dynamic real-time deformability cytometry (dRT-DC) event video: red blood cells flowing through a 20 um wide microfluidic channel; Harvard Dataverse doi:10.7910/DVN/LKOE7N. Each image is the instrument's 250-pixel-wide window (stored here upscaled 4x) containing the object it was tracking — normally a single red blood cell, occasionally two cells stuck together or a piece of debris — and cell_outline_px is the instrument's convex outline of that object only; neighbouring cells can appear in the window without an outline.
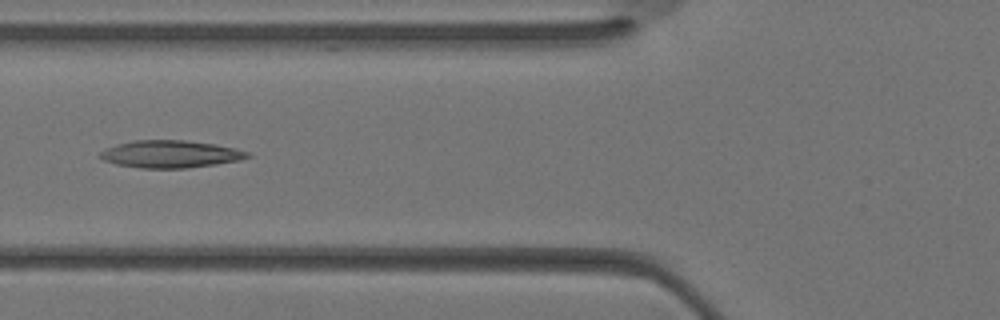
{"species": "Egyptian fruit bat (a non-hibernating species)", "species_latin": "Rousettus aegyptiacus", "temperature_condition": "warm", "stored_images_in_passage": 15, "camera_frame_rate_fps": 3000, "um_per_image_px": 0.085, "animal": {"sex": "female"}, "frame": {"image": 1, "passage_image": 7, "time_ms": 2.0, "image_size_px": [1000, 320], "cell_outline_px": [[252, 156], [240, 160], [216, 164], [188, 168], [140, 168], [116, 164], [104, 160], [100, 156], [100, 152], [116, 144], [132, 140], [184, 140], [216, 144], [248, 152]], "centroid_in_image_um": [14.49, 13.1], "position_along_channel_um": 111.3, "area_um2": 23.41}}
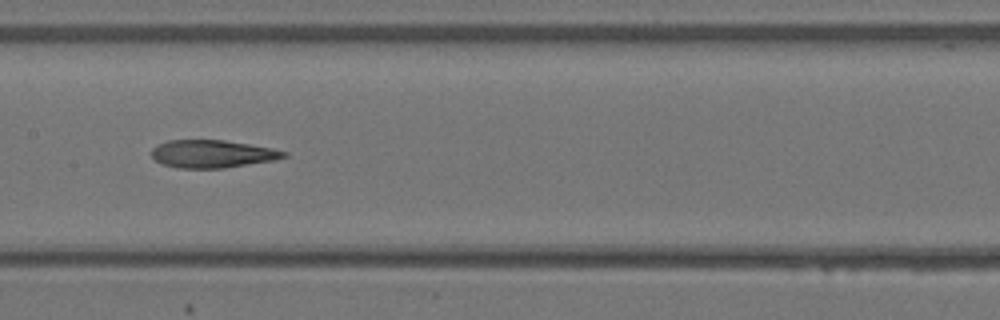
{"frame": {"image": 2, "passage_image": 11, "time_ms": 3.333, "image_size_px": [1000, 320], "cell_outline_px": [[288, 156], [272, 160], [224, 168], [176, 168], [164, 164], [156, 160], [152, 156], [152, 148], [168, 140], [224, 140], [272, 148], [288, 152]], "centroid_in_image_um": [18.05, 13.08], "position_along_channel_um": 189.3, "area_um2": 21.15}}
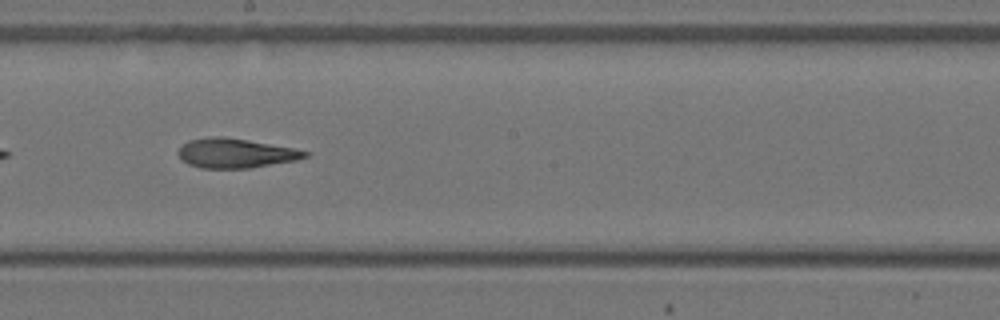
{"frame": {"image": 3, "passage_image": 13, "time_ms": 4.0, "image_size_px": [1000, 320], "cell_outline_px": [[312, 152], [308, 156], [296, 160], [248, 168], [200, 168], [188, 164], [176, 152], [188, 140], [216, 136], [220, 136], [248, 140], [292, 148]], "centroid_in_image_um": [20.02, 13.02], "position_along_channel_um": 228.2, "area_um2": 21.5}}